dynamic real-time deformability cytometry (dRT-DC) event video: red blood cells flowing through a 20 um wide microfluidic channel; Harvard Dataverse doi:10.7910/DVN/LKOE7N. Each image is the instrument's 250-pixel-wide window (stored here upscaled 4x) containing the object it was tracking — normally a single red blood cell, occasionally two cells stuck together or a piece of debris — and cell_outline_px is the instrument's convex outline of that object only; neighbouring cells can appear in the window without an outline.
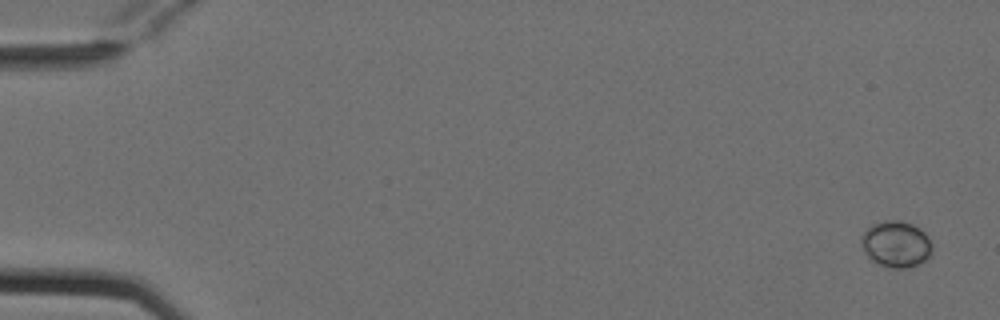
{"species": "Egyptian fruit bat (a non-hibernating species)", "species_latin": "Rousettus aegyptiacus", "temperature_condition": "cold", "stored_images_in_passage": 5, "camera_frame_rate_fps": 3000, "um_per_image_px": 0.085, "animal": {"sex": "female"}, "frame": {"image": 1, "passage_image": 1, "time_ms": 0.0, "image_size_px": [1000, 320], "cell_outline_px": [[932, 252], [924, 260], [916, 264], [904, 268], [892, 268], [880, 264], [872, 260], [864, 252], [860, 244], [860, 236], [872, 224], [884, 220], [900, 220], [912, 224], [924, 232], [928, 236], [932, 244]], "centroid_in_image_um": [76.14, 20.73], "position_along_channel_um": 8.9, "area_um2": 19.07}}